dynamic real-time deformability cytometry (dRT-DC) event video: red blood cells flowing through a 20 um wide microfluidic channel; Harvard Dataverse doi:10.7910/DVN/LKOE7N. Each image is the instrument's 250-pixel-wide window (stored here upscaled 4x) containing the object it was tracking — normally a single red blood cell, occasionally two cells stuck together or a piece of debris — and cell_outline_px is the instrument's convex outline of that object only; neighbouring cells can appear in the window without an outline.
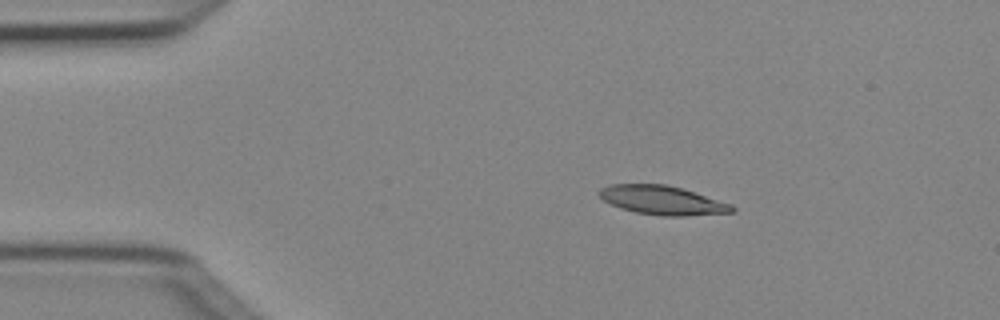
{"species": "Egyptian fruit bat (a non-hibernating species)", "species_latin": "Rousettus aegyptiacus", "temperature_condition": "cold", "stored_images_in_passage": 4, "camera_frame_rate_fps": 3000, "um_per_image_px": 0.085, "animal": {"sex": "female"}, "frame": {"image": 1, "passage_image": 2, "time_ms": 0.333, "image_size_px": [1000, 320], "cell_outline_px": [[736, 212], [684, 216], [660, 216], [636, 212], [620, 208], [604, 200], [596, 192], [600, 188], [608, 184], [668, 184], [732, 204], [736, 208]], "centroid_in_image_um": [56.3, 17.02], "position_along_channel_um": 28.7, "area_um2": 22.48}}